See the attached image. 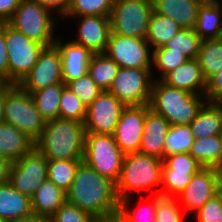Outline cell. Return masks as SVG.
I'll return each mask as SVG.
<instances>
[{"instance_id": "6da1fadb", "label": "cell", "mask_w": 222, "mask_h": 222, "mask_svg": "<svg viewBox=\"0 0 222 222\" xmlns=\"http://www.w3.org/2000/svg\"><path fill=\"white\" fill-rule=\"evenodd\" d=\"M66 201L94 218L118 214L120 202L116 183L100 175L84 161L77 167L74 181L66 192Z\"/></svg>"}, {"instance_id": "7a4b0ae2", "label": "cell", "mask_w": 222, "mask_h": 222, "mask_svg": "<svg viewBox=\"0 0 222 222\" xmlns=\"http://www.w3.org/2000/svg\"><path fill=\"white\" fill-rule=\"evenodd\" d=\"M85 135L84 123L56 118L46 121L35 146L51 160H83Z\"/></svg>"}, {"instance_id": "3957f363", "label": "cell", "mask_w": 222, "mask_h": 222, "mask_svg": "<svg viewBox=\"0 0 222 222\" xmlns=\"http://www.w3.org/2000/svg\"><path fill=\"white\" fill-rule=\"evenodd\" d=\"M207 102L205 95H195L162 80H153L149 107L170 125H189Z\"/></svg>"}, {"instance_id": "277c9868", "label": "cell", "mask_w": 222, "mask_h": 222, "mask_svg": "<svg viewBox=\"0 0 222 222\" xmlns=\"http://www.w3.org/2000/svg\"><path fill=\"white\" fill-rule=\"evenodd\" d=\"M163 160L141 152L125 154L120 176L116 182L119 200L134 193L161 187ZM134 191V192H133ZM133 193V194H131Z\"/></svg>"}, {"instance_id": "5b68a950", "label": "cell", "mask_w": 222, "mask_h": 222, "mask_svg": "<svg viewBox=\"0 0 222 222\" xmlns=\"http://www.w3.org/2000/svg\"><path fill=\"white\" fill-rule=\"evenodd\" d=\"M59 18L49 8L36 1L21 0L7 23L30 40L49 47L54 44L58 36L55 33L56 28L60 25L58 24Z\"/></svg>"}, {"instance_id": "8992f818", "label": "cell", "mask_w": 222, "mask_h": 222, "mask_svg": "<svg viewBox=\"0 0 222 222\" xmlns=\"http://www.w3.org/2000/svg\"><path fill=\"white\" fill-rule=\"evenodd\" d=\"M3 118L5 123L15 126L34 143L39 139L46 124L32 94L17 84H13L4 93Z\"/></svg>"}, {"instance_id": "52a82bcc", "label": "cell", "mask_w": 222, "mask_h": 222, "mask_svg": "<svg viewBox=\"0 0 222 222\" xmlns=\"http://www.w3.org/2000/svg\"><path fill=\"white\" fill-rule=\"evenodd\" d=\"M124 156L113 135L86 133L83 161L100 175L116 183Z\"/></svg>"}, {"instance_id": "ba28073f", "label": "cell", "mask_w": 222, "mask_h": 222, "mask_svg": "<svg viewBox=\"0 0 222 222\" xmlns=\"http://www.w3.org/2000/svg\"><path fill=\"white\" fill-rule=\"evenodd\" d=\"M152 0H114L110 16L113 34L146 39Z\"/></svg>"}, {"instance_id": "9c48e42d", "label": "cell", "mask_w": 222, "mask_h": 222, "mask_svg": "<svg viewBox=\"0 0 222 222\" xmlns=\"http://www.w3.org/2000/svg\"><path fill=\"white\" fill-rule=\"evenodd\" d=\"M5 39L8 51V80L12 84H18L34 67L46 46L30 40L8 23H5Z\"/></svg>"}, {"instance_id": "30bf717a", "label": "cell", "mask_w": 222, "mask_h": 222, "mask_svg": "<svg viewBox=\"0 0 222 222\" xmlns=\"http://www.w3.org/2000/svg\"><path fill=\"white\" fill-rule=\"evenodd\" d=\"M153 72L152 68H119L108 91L125 106L149 104Z\"/></svg>"}, {"instance_id": "8fae6325", "label": "cell", "mask_w": 222, "mask_h": 222, "mask_svg": "<svg viewBox=\"0 0 222 222\" xmlns=\"http://www.w3.org/2000/svg\"><path fill=\"white\" fill-rule=\"evenodd\" d=\"M47 162L48 158L34 145L19 160L11 163L8 182L31 198L48 179Z\"/></svg>"}, {"instance_id": "7c38bea8", "label": "cell", "mask_w": 222, "mask_h": 222, "mask_svg": "<svg viewBox=\"0 0 222 222\" xmlns=\"http://www.w3.org/2000/svg\"><path fill=\"white\" fill-rule=\"evenodd\" d=\"M203 166L189 153L167 155L163 159L161 187L155 194L176 197ZM162 188V189H161Z\"/></svg>"}, {"instance_id": "4fadbf2b", "label": "cell", "mask_w": 222, "mask_h": 222, "mask_svg": "<svg viewBox=\"0 0 222 222\" xmlns=\"http://www.w3.org/2000/svg\"><path fill=\"white\" fill-rule=\"evenodd\" d=\"M105 54L120 68H152L153 50L146 39L111 32Z\"/></svg>"}, {"instance_id": "5bb4252c", "label": "cell", "mask_w": 222, "mask_h": 222, "mask_svg": "<svg viewBox=\"0 0 222 222\" xmlns=\"http://www.w3.org/2000/svg\"><path fill=\"white\" fill-rule=\"evenodd\" d=\"M125 105L108 90H102L87 107L84 126L86 133L113 135Z\"/></svg>"}, {"instance_id": "9a60e30c", "label": "cell", "mask_w": 222, "mask_h": 222, "mask_svg": "<svg viewBox=\"0 0 222 222\" xmlns=\"http://www.w3.org/2000/svg\"><path fill=\"white\" fill-rule=\"evenodd\" d=\"M56 83L64 82L61 54L53 44L43 49L34 67L17 85L32 94Z\"/></svg>"}, {"instance_id": "2e32d148", "label": "cell", "mask_w": 222, "mask_h": 222, "mask_svg": "<svg viewBox=\"0 0 222 222\" xmlns=\"http://www.w3.org/2000/svg\"><path fill=\"white\" fill-rule=\"evenodd\" d=\"M149 104L125 106L113 133L114 140L124 154L139 152Z\"/></svg>"}, {"instance_id": "e0dca14e", "label": "cell", "mask_w": 222, "mask_h": 222, "mask_svg": "<svg viewBox=\"0 0 222 222\" xmlns=\"http://www.w3.org/2000/svg\"><path fill=\"white\" fill-rule=\"evenodd\" d=\"M218 169L203 167L193 175L187 187L176 199L186 214L196 213L209 199L217 194Z\"/></svg>"}, {"instance_id": "ac0fdd59", "label": "cell", "mask_w": 222, "mask_h": 222, "mask_svg": "<svg viewBox=\"0 0 222 222\" xmlns=\"http://www.w3.org/2000/svg\"><path fill=\"white\" fill-rule=\"evenodd\" d=\"M77 18V19H76ZM77 23V35L72 42L84 46L93 54L105 53L112 32L109 16H78L73 17Z\"/></svg>"}, {"instance_id": "d6986e66", "label": "cell", "mask_w": 222, "mask_h": 222, "mask_svg": "<svg viewBox=\"0 0 222 222\" xmlns=\"http://www.w3.org/2000/svg\"><path fill=\"white\" fill-rule=\"evenodd\" d=\"M65 38L55 39L54 45L61 54L63 82L67 84L73 79H77L88 73V65L93 53L84 46L78 45L71 40L64 42Z\"/></svg>"}, {"instance_id": "ffe728a7", "label": "cell", "mask_w": 222, "mask_h": 222, "mask_svg": "<svg viewBox=\"0 0 222 222\" xmlns=\"http://www.w3.org/2000/svg\"><path fill=\"white\" fill-rule=\"evenodd\" d=\"M170 126L163 116L150 109L146 113L139 152L163 160L165 158V137Z\"/></svg>"}, {"instance_id": "44dd1931", "label": "cell", "mask_w": 222, "mask_h": 222, "mask_svg": "<svg viewBox=\"0 0 222 222\" xmlns=\"http://www.w3.org/2000/svg\"><path fill=\"white\" fill-rule=\"evenodd\" d=\"M161 80L165 84L195 95H205L206 92V79L197 58L188 59L175 70L167 73Z\"/></svg>"}, {"instance_id": "7402d4cb", "label": "cell", "mask_w": 222, "mask_h": 222, "mask_svg": "<svg viewBox=\"0 0 222 222\" xmlns=\"http://www.w3.org/2000/svg\"><path fill=\"white\" fill-rule=\"evenodd\" d=\"M153 11L173 19L182 29H194L197 21L196 0H152Z\"/></svg>"}, {"instance_id": "603a6c76", "label": "cell", "mask_w": 222, "mask_h": 222, "mask_svg": "<svg viewBox=\"0 0 222 222\" xmlns=\"http://www.w3.org/2000/svg\"><path fill=\"white\" fill-rule=\"evenodd\" d=\"M32 214L30 197L17 191L8 181L0 184V218L13 222Z\"/></svg>"}, {"instance_id": "cb8c5ba5", "label": "cell", "mask_w": 222, "mask_h": 222, "mask_svg": "<svg viewBox=\"0 0 222 222\" xmlns=\"http://www.w3.org/2000/svg\"><path fill=\"white\" fill-rule=\"evenodd\" d=\"M35 143L15 126L0 123V155L11 163L25 155Z\"/></svg>"}, {"instance_id": "d4e9b609", "label": "cell", "mask_w": 222, "mask_h": 222, "mask_svg": "<svg viewBox=\"0 0 222 222\" xmlns=\"http://www.w3.org/2000/svg\"><path fill=\"white\" fill-rule=\"evenodd\" d=\"M66 202V192L48 179L31 197L33 214L51 217Z\"/></svg>"}, {"instance_id": "484cf974", "label": "cell", "mask_w": 222, "mask_h": 222, "mask_svg": "<svg viewBox=\"0 0 222 222\" xmlns=\"http://www.w3.org/2000/svg\"><path fill=\"white\" fill-rule=\"evenodd\" d=\"M189 126L194 138L218 135L222 131V105L207 102Z\"/></svg>"}, {"instance_id": "4316f807", "label": "cell", "mask_w": 222, "mask_h": 222, "mask_svg": "<svg viewBox=\"0 0 222 222\" xmlns=\"http://www.w3.org/2000/svg\"><path fill=\"white\" fill-rule=\"evenodd\" d=\"M201 40L222 38V5L199 6L194 28Z\"/></svg>"}, {"instance_id": "83f0119b", "label": "cell", "mask_w": 222, "mask_h": 222, "mask_svg": "<svg viewBox=\"0 0 222 222\" xmlns=\"http://www.w3.org/2000/svg\"><path fill=\"white\" fill-rule=\"evenodd\" d=\"M181 27L173 19L159 15L153 11L149 20L146 41L152 50L162 47L171 40Z\"/></svg>"}, {"instance_id": "f1b7e54d", "label": "cell", "mask_w": 222, "mask_h": 222, "mask_svg": "<svg viewBox=\"0 0 222 222\" xmlns=\"http://www.w3.org/2000/svg\"><path fill=\"white\" fill-rule=\"evenodd\" d=\"M189 154L203 167L221 169V148L218 135L195 138Z\"/></svg>"}, {"instance_id": "f546056e", "label": "cell", "mask_w": 222, "mask_h": 222, "mask_svg": "<svg viewBox=\"0 0 222 222\" xmlns=\"http://www.w3.org/2000/svg\"><path fill=\"white\" fill-rule=\"evenodd\" d=\"M119 68L105 53L93 54L88 65V74L102 90H109Z\"/></svg>"}, {"instance_id": "4dcf8cb0", "label": "cell", "mask_w": 222, "mask_h": 222, "mask_svg": "<svg viewBox=\"0 0 222 222\" xmlns=\"http://www.w3.org/2000/svg\"><path fill=\"white\" fill-rule=\"evenodd\" d=\"M65 83H56L32 93L38 111L46 120L59 118L60 97Z\"/></svg>"}, {"instance_id": "1f68e13d", "label": "cell", "mask_w": 222, "mask_h": 222, "mask_svg": "<svg viewBox=\"0 0 222 222\" xmlns=\"http://www.w3.org/2000/svg\"><path fill=\"white\" fill-rule=\"evenodd\" d=\"M197 59L206 80L222 70V38L202 40Z\"/></svg>"}, {"instance_id": "d6a6232c", "label": "cell", "mask_w": 222, "mask_h": 222, "mask_svg": "<svg viewBox=\"0 0 222 222\" xmlns=\"http://www.w3.org/2000/svg\"><path fill=\"white\" fill-rule=\"evenodd\" d=\"M83 160H51L47 162V177L57 187L67 192L74 181L77 167Z\"/></svg>"}, {"instance_id": "836d02e7", "label": "cell", "mask_w": 222, "mask_h": 222, "mask_svg": "<svg viewBox=\"0 0 222 222\" xmlns=\"http://www.w3.org/2000/svg\"><path fill=\"white\" fill-rule=\"evenodd\" d=\"M114 0H71L68 10L60 19L78 16H111Z\"/></svg>"}, {"instance_id": "e575fe53", "label": "cell", "mask_w": 222, "mask_h": 222, "mask_svg": "<svg viewBox=\"0 0 222 222\" xmlns=\"http://www.w3.org/2000/svg\"><path fill=\"white\" fill-rule=\"evenodd\" d=\"M194 139L189 125H171L165 137V156L189 153Z\"/></svg>"}, {"instance_id": "d590c367", "label": "cell", "mask_w": 222, "mask_h": 222, "mask_svg": "<svg viewBox=\"0 0 222 222\" xmlns=\"http://www.w3.org/2000/svg\"><path fill=\"white\" fill-rule=\"evenodd\" d=\"M130 197L123 198L119 202L118 215L124 222H156V208H157V194H155L150 201L144 205L137 207L136 211H132L130 208Z\"/></svg>"}, {"instance_id": "8d00e7d4", "label": "cell", "mask_w": 222, "mask_h": 222, "mask_svg": "<svg viewBox=\"0 0 222 222\" xmlns=\"http://www.w3.org/2000/svg\"><path fill=\"white\" fill-rule=\"evenodd\" d=\"M188 59L189 58L185 54L171 51V49H165L163 46L154 49L152 57V71L154 69L155 73L158 71L157 76H159L154 79L161 80L167 73L175 70Z\"/></svg>"}, {"instance_id": "74e56055", "label": "cell", "mask_w": 222, "mask_h": 222, "mask_svg": "<svg viewBox=\"0 0 222 222\" xmlns=\"http://www.w3.org/2000/svg\"><path fill=\"white\" fill-rule=\"evenodd\" d=\"M201 41L194 29L181 28L163 47L171 49V51L181 52L189 59H195L198 57Z\"/></svg>"}, {"instance_id": "f35d334b", "label": "cell", "mask_w": 222, "mask_h": 222, "mask_svg": "<svg viewBox=\"0 0 222 222\" xmlns=\"http://www.w3.org/2000/svg\"><path fill=\"white\" fill-rule=\"evenodd\" d=\"M87 107L66 85L60 97L59 118L84 123Z\"/></svg>"}, {"instance_id": "ab89813d", "label": "cell", "mask_w": 222, "mask_h": 222, "mask_svg": "<svg viewBox=\"0 0 222 222\" xmlns=\"http://www.w3.org/2000/svg\"><path fill=\"white\" fill-rule=\"evenodd\" d=\"M180 207L182 208L176 197L157 194L156 222H185V212Z\"/></svg>"}, {"instance_id": "60d3db41", "label": "cell", "mask_w": 222, "mask_h": 222, "mask_svg": "<svg viewBox=\"0 0 222 222\" xmlns=\"http://www.w3.org/2000/svg\"><path fill=\"white\" fill-rule=\"evenodd\" d=\"M66 86L71 89L86 107L102 92V89L91 79L88 73L69 81Z\"/></svg>"}, {"instance_id": "b9f144b4", "label": "cell", "mask_w": 222, "mask_h": 222, "mask_svg": "<svg viewBox=\"0 0 222 222\" xmlns=\"http://www.w3.org/2000/svg\"><path fill=\"white\" fill-rule=\"evenodd\" d=\"M94 219L89 213L66 201L50 217V222H92Z\"/></svg>"}, {"instance_id": "7bdbcfd3", "label": "cell", "mask_w": 222, "mask_h": 222, "mask_svg": "<svg viewBox=\"0 0 222 222\" xmlns=\"http://www.w3.org/2000/svg\"><path fill=\"white\" fill-rule=\"evenodd\" d=\"M192 215L196 222H222V199L216 194Z\"/></svg>"}, {"instance_id": "ee69618b", "label": "cell", "mask_w": 222, "mask_h": 222, "mask_svg": "<svg viewBox=\"0 0 222 222\" xmlns=\"http://www.w3.org/2000/svg\"><path fill=\"white\" fill-rule=\"evenodd\" d=\"M205 97L210 103H222V70L214 73L206 80Z\"/></svg>"}, {"instance_id": "f6af8a7d", "label": "cell", "mask_w": 222, "mask_h": 222, "mask_svg": "<svg viewBox=\"0 0 222 222\" xmlns=\"http://www.w3.org/2000/svg\"><path fill=\"white\" fill-rule=\"evenodd\" d=\"M0 73L8 79V51L5 39V23H0Z\"/></svg>"}, {"instance_id": "bcb514c9", "label": "cell", "mask_w": 222, "mask_h": 222, "mask_svg": "<svg viewBox=\"0 0 222 222\" xmlns=\"http://www.w3.org/2000/svg\"><path fill=\"white\" fill-rule=\"evenodd\" d=\"M49 8L60 18L63 17L69 8L71 0H33Z\"/></svg>"}, {"instance_id": "7dc6e473", "label": "cell", "mask_w": 222, "mask_h": 222, "mask_svg": "<svg viewBox=\"0 0 222 222\" xmlns=\"http://www.w3.org/2000/svg\"><path fill=\"white\" fill-rule=\"evenodd\" d=\"M21 0H0V23H7Z\"/></svg>"}, {"instance_id": "c3c4849f", "label": "cell", "mask_w": 222, "mask_h": 222, "mask_svg": "<svg viewBox=\"0 0 222 222\" xmlns=\"http://www.w3.org/2000/svg\"><path fill=\"white\" fill-rule=\"evenodd\" d=\"M10 166L11 162L0 155V184L8 181Z\"/></svg>"}, {"instance_id": "681fc988", "label": "cell", "mask_w": 222, "mask_h": 222, "mask_svg": "<svg viewBox=\"0 0 222 222\" xmlns=\"http://www.w3.org/2000/svg\"><path fill=\"white\" fill-rule=\"evenodd\" d=\"M13 222H50V218L46 216L32 214L28 217H24Z\"/></svg>"}, {"instance_id": "f907efd6", "label": "cell", "mask_w": 222, "mask_h": 222, "mask_svg": "<svg viewBox=\"0 0 222 222\" xmlns=\"http://www.w3.org/2000/svg\"><path fill=\"white\" fill-rule=\"evenodd\" d=\"M13 84L0 73V94L5 93Z\"/></svg>"}, {"instance_id": "816d5d0a", "label": "cell", "mask_w": 222, "mask_h": 222, "mask_svg": "<svg viewBox=\"0 0 222 222\" xmlns=\"http://www.w3.org/2000/svg\"><path fill=\"white\" fill-rule=\"evenodd\" d=\"M92 222H124L118 214L105 217V218H95Z\"/></svg>"}, {"instance_id": "f5cc1de1", "label": "cell", "mask_w": 222, "mask_h": 222, "mask_svg": "<svg viewBox=\"0 0 222 222\" xmlns=\"http://www.w3.org/2000/svg\"><path fill=\"white\" fill-rule=\"evenodd\" d=\"M199 6H217L222 5V0H196Z\"/></svg>"}, {"instance_id": "db71d44e", "label": "cell", "mask_w": 222, "mask_h": 222, "mask_svg": "<svg viewBox=\"0 0 222 222\" xmlns=\"http://www.w3.org/2000/svg\"><path fill=\"white\" fill-rule=\"evenodd\" d=\"M217 195L222 199V169H218Z\"/></svg>"}, {"instance_id": "11a10c76", "label": "cell", "mask_w": 222, "mask_h": 222, "mask_svg": "<svg viewBox=\"0 0 222 222\" xmlns=\"http://www.w3.org/2000/svg\"><path fill=\"white\" fill-rule=\"evenodd\" d=\"M3 103H4V93L0 94V123L4 122Z\"/></svg>"}, {"instance_id": "9f6ffc18", "label": "cell", "mask_w": 222, "mask_h": 222, "mask_svg": "<svg viewBox=\"0 0 222 222\" xmlns=\"http://www.w3.org/2000/svg\"><path fill=\"white\" fill-rule=\"evenodd\" d=\"M220 140V148H221V168H222V131L218 134Z\"/></svg>"}, {"instance_id": "6f0895ef", "label": "cell", "mask_w": 222, "mask_h": 222, "mask_svg": "<svg viewBox=\"0 0 222 222\" xmlns=\"http://www.w3.org/2000/svg\"><path fill=\"white\" fill-rule=\"evenodd\" d=\"M0 222H8V221H6V220H3L2 218H0Z\"/></svg>"}]
</instances>
